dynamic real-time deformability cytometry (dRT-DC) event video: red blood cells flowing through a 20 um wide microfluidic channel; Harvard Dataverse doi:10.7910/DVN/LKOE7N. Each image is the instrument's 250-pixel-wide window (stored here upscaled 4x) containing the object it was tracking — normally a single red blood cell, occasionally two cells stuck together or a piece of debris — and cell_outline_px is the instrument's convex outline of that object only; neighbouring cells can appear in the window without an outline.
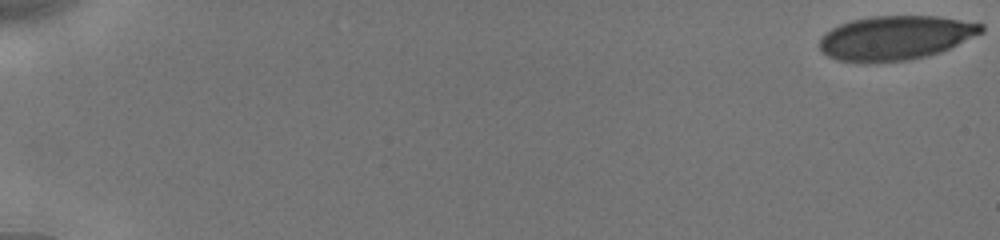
{"species": "human", "species_latin": "Homo sapiens", "temperature_condition": "cold", "stored_images_in_passage": 3, "camera_frame_rate_fps": 3000, "um_per_image_px": 0.085, "donor": {"sex": "male"}, "frame": {"image": 1, "passage_image": 1, "time_ms": 0.0, "image_size_px": [1000, 240], "cell_outline_px": [[984, 32], [940, 52], [928, 56], [904, 60], [868, 64], [864, 64], [836, 60], [828, 56], [820, 48], [820, 40], [832, 28], [840, 24], [852, 20], [872, 16], [936, 16], [984, 24]], "centroid_in_image_um": [76.12, 3.23], "position_along_channel_um": 8.9, "area_um2": 41.67}}